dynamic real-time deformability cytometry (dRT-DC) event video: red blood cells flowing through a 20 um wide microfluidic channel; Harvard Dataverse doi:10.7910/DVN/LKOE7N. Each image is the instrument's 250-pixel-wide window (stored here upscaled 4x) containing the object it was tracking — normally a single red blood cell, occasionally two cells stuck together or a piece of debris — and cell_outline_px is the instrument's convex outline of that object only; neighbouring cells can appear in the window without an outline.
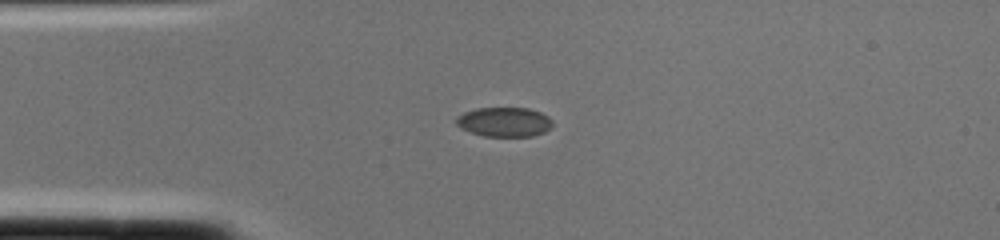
{"species": "common noctule bat (a hibernating species)", "species_latin": "Nyctalus noctula", "temperature_condition": "cold", "stored_images_in_passage": 1, "camera_frame_rate_fps": 3000, "um_per_image_px": 0.085, "animal": {"sex": "female", "body_mass_g": 22.0, "forearm_length_mm": 56.7}, "frame": {"image": 1, "passage_image": 1, "time_ms": 0.0, "image_size_px": [1000, 240], "cell_outline_px": [[552, 124], [544, 132], [532, 136], [484, 136], [460, 128], [456, 124], [456, 116], [464, 112], [476, 108], [528, 108], [540, 112], [548, 116], [552, 120]], "centroid_in_image_um": [42.84, 10.36], "position_along_channel_um": 42.2, "area_um2": 16.47}}